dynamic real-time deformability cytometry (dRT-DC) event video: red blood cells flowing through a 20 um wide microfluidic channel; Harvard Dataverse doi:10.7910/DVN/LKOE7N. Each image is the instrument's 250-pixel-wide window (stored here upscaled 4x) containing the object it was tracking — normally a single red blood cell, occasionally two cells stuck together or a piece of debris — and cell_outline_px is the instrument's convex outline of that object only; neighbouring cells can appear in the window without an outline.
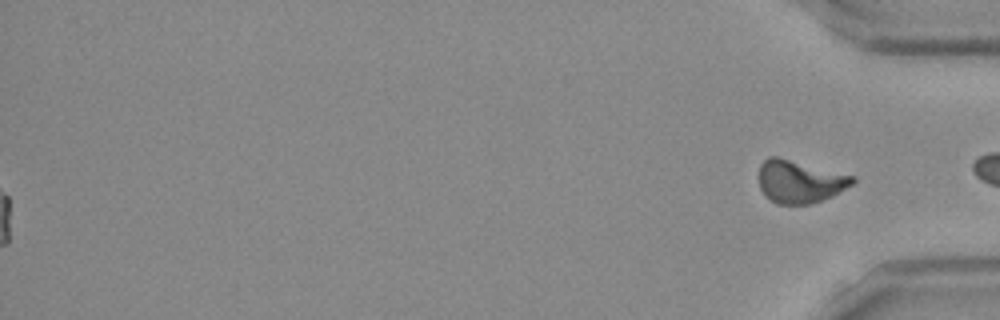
{"species": "Egyptian fruit bat (a non-hibernating species)", "species_latin": "Rousettus aegyptiacus", "temperature_condition": "room temperature", "stored_images_in_passage": 53, "segment_of_instrument_passage": [2, 2], "camera_frame_rate_fps": 3000, "um_per_image_px": 0.085, "frame": {"image": 1, "passage_image": 53, "time_ms": 17.333, "image_size_px": [1000, 320], "cell_outline_px": [[856, 180], [852, 184], [832, 196], [812, 204], [776, 204], [760, 188], [760, 164], [768, 156], [776, 156], [856, 176]], "centroid_in_image_um": [68.0, 15.42], "position_along_channel_um": 367.2, "area_um2": 23.12}}